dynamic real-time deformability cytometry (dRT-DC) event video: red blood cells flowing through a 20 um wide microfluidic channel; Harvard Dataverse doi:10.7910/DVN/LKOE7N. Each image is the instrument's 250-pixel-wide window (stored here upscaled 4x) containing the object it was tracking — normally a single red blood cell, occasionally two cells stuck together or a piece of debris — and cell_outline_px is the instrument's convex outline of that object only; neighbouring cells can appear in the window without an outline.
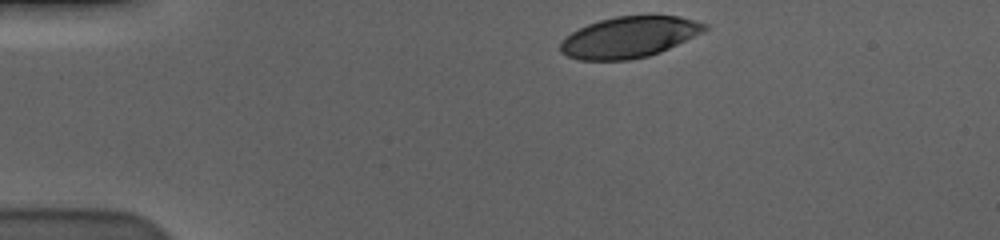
{"species": "human", "species_latin": "Homo sapiens", "temperature_condition": "cold", "stored_images_in_passage": 38, "camera_frame_rate_fps": 3000, "um_per_image_px": 0.085, "donor": {"sex": "male"}, "frame": {"image": 1, "passage_image": 1, "time_ms": 0.0, "image_size_px": [1000, 240], "cell_outline_px": [[708, 28], [704, 32], [660, 52], [648, 56], [628, 60], [580, 60], [568, 56], [560, 52], [560, 44], [572, 32], [588, 24], [600, 20], [616, 16], [680, 16], [708, 24]], "centroid_in_image_um": [53.5, 3.16], "position_along_channel_um": 31.5, "area_um2": 34.28}}
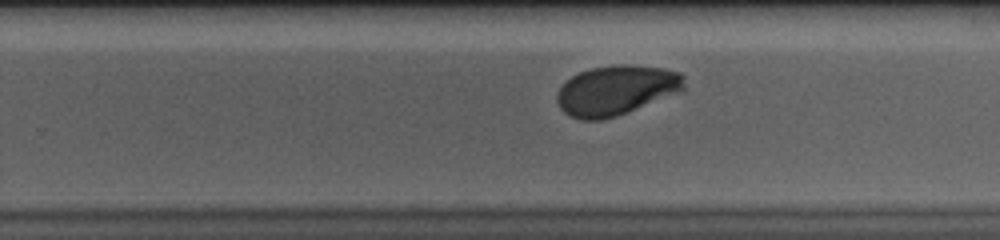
{"frame": {"image": 2, "passage_image": 27, "time_ms": 8.667, "image_size_px": [1000, 240], "cell_outline_px": [[684, 92], [616, 116], [600, 120], [580, 120], [568, 116], [560, 108], [556, 100], [556, 92], [572, 76], [580, 72], [592, 68], [616, 64], [632, 64], [664, 68], [680, 72], [684, 76]], "centroid_in_image_um": [52.42, 7.67], "position_along_channel_um": 277.4, "area_um2": 37.4}}
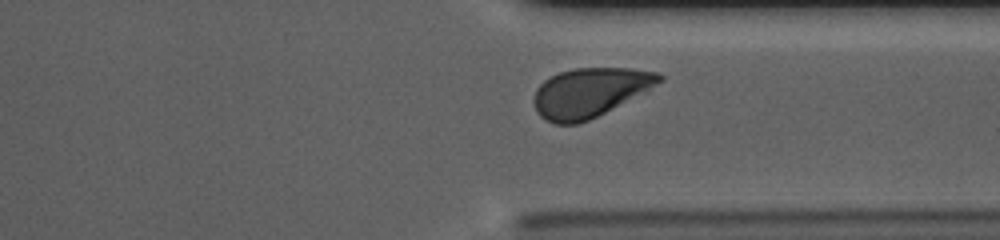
{"frame": {"image": 3, "passage_image": 34, "time_ms": 11.0, "image_size_px": [1000, 240], "cell_outline_px": [[664, 80], [604, 112], [588, 120], [576, 124], [556, 124], [544, 120], [536, 112], [532, 100], [536, 88], [544, 80], [560, 72], [576, 68], [628, 68], [660, 72], [664, 76]], "centroid_in_image_um": [50.08, 7.85], "position_along_channel_um": 361.3, "area_um2": 35.55}, "authors_computed_cell_mechanics": {"area_um2": 37.3966, "velocity_mm_per_s": 3.5769, "shape_relaxation_time_tau1_ms": 3.2074, "shape_relaxation_time_tau2_ms": 1.0579, "deformation_change_tau1": 0.1627, "deformation_change_tau2": 0.0518}}